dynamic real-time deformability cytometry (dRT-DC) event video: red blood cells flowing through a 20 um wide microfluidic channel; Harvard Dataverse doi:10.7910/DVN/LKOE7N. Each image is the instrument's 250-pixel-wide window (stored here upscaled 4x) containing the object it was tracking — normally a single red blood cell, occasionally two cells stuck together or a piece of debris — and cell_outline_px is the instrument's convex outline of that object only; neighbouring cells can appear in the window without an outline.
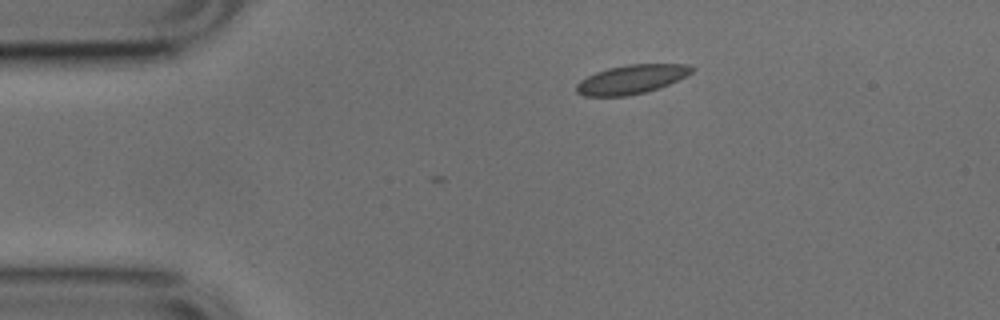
{"species": "common noctule bat (a hibernating species)", "species_latin": "Nyctalus noctula", "temperature_condition": "cold", "stored_images_in_passage": 3, "camera_frame_rate_fps": 3000, "um_per_image_px": 0.085, "animal": {"sex": "male", "body_mass_g": 17.9, "forearm_length_mm": 54.2}, "frame": {"image": 1, "passage_image": 1, "time_ms": 0.0, "image_size_px": [1000, 320], "cell_outline_px": [[696, 68], [692, 72], [660, 88], [628, 96], [584, 96], [576, 92], [576, 84], [580, 80], [596, 72], [608, 68], [628, 64], [688, 64]], "centroid_in_image_um": [53.66, 6.74], "position_along_channel_um": 31.3, "area_um2": 19.42}}